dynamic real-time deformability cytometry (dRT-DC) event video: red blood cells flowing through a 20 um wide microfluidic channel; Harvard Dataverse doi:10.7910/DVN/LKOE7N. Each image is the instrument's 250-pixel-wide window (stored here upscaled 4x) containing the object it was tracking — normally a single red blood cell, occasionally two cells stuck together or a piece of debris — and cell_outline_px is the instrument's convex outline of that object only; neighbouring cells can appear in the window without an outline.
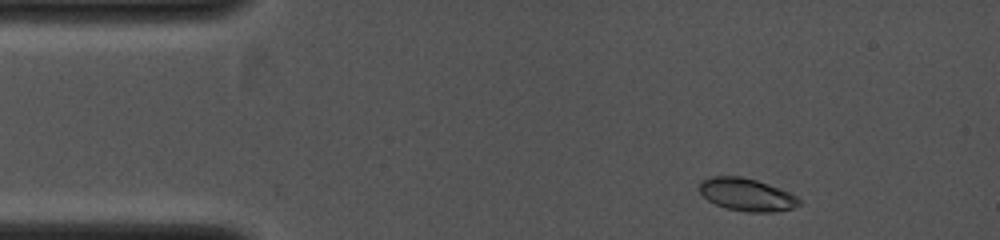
{"species": "common noctule bat (a hibernating species)", "species_latin": "Nyctalus noctula", "temperature_condition": "cold", "stored_images_in_passage": 6, "camera_frame_rate_fps": 4000, "um_per_image_px": 0.085, "animal": {"sex": "female", "body_mass_g": 19.0, "forearm_length_mm": 53.3}, "frame": {"image": 1, "passage_image": 1, "time_ms": 0.0, "image_size_px": [1000, 240], "cell_outline_px": [[800, 204], [792, 208], [772, 212], [748, 212], [728, 208], [716, 204], [708, 200], [700, 192], [700, 180], [712, 176], [740, 176], [756, 180], [780, 188], [796, 196], [800, 200]], "centroid_in_image_um": [63.46, 16.53], "position_along_channel_um": 21.5, "area_um2": 18.79}}
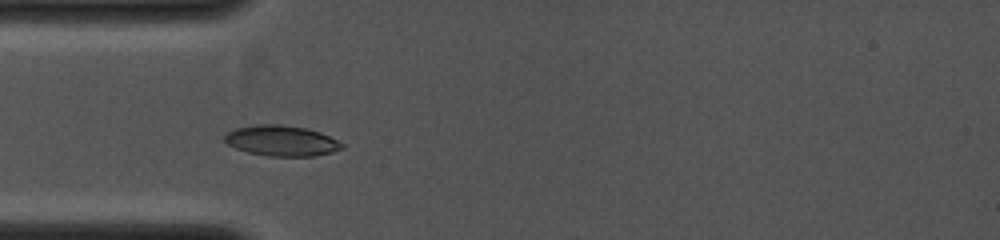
{"frame": {"image": 2, "passage_image": 4, "time_ms": 2.0, "image_size_px": [1000, 240], "cell_outline_px": [[344, 148], [332, 152], [312, 156], [268, 156], [248, 152], [236, 148], [228, 144], [224, 140], [224, 136], [228, 132], [236, 128], [256, 124], [280, 124], [308, 128], [320, 132], [344, 144]], "centroid_in_image_um": [23.93, 11.95], "position_along_channel_um": 61.1, "area_um2": 20.87}}
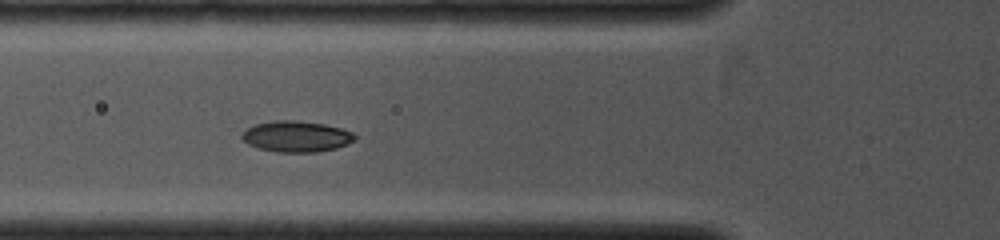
{"frame": {"image": 3, "passage_image": 5, "time_ms": 2.75, "image_size_px": [1000, 240], "cell_outline_px": [[356, 140], [348, 144], [336, 148], [316, 152], [276, 152], [260, 148], [248, 144], [240, 136], [244, 128], [256, 124], [272, 120], [296, 120], [324, 124], [340, 128], [352, 132], [356, 136]], "centroid_in_image_um": [25.18, 11.59], "position_along_channel_um": 100.6, "area_um2": 20.52}}